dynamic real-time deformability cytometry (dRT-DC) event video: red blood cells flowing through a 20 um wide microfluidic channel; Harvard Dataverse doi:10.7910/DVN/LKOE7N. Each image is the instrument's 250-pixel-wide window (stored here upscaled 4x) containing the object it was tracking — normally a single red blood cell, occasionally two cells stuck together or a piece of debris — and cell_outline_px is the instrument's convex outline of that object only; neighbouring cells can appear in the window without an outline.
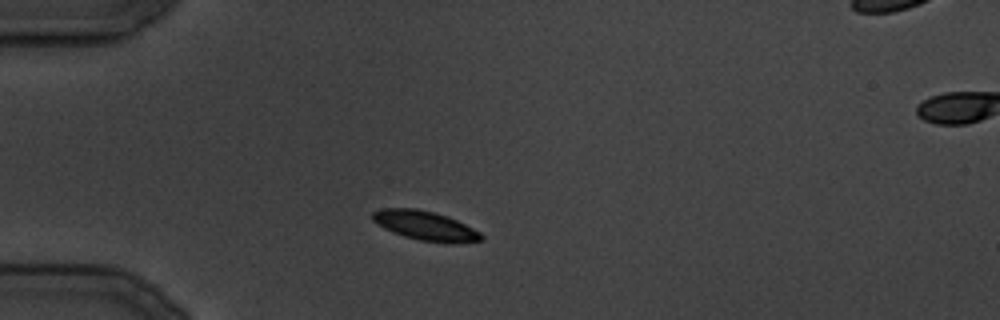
{"species": "common noctule bat (a hibernating species)", "species_latin": "Nyctalus noctula", "temperature_condition": "cold", "stored_images_in_passage": 30, "segment_of_instrument_passage": [1, 2], "camera_frame_rate_fps": 3000, "um_per_image_px": 0.085, "animal": {"sex": "male", "body_mass_g": 19.5, "forearm_length_mm": 54.6}, "frame": {"image": 1, "passage_image": 4, "time_ms": 3.667, "image_size_px": [1000, 320], "cell_outline_px": [[484, 240], [456, 244], [452, 244], [420, 240], [404, 236], [392, 232], [384, 228], [372, 220], [372, 212], [380, 208], [416, 208], [448, 216], [480, 232], [484, 236]], "centroid_in_image_um": [36.16, 19.19], "position_along_channel_um": 48.8, "area_um2": 18.67}}
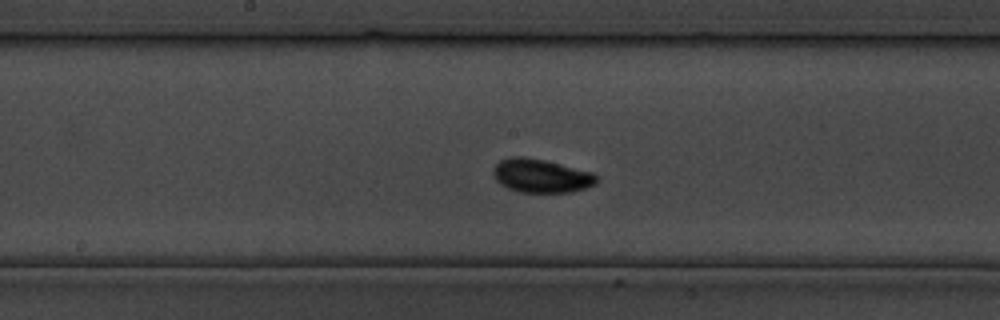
{"frame": {"image": 2, "passage_image": 13, "time_ms": 14.667, "image_size_px": [1000, 320], "cell_outline_px": [[600, 176], [596, 184], [588, 188], [572, 192], [520, 192], [508, 188], [500, 184], [496, 180], [492, 172], [492, 168], [500, 160], [512, 156], [520, 156], [544, 160], [592, 172]], "centroid_in_image_um": [46.01, 14.95], "position_along_channel_um": 202.2, "area_um2": 20.4}}
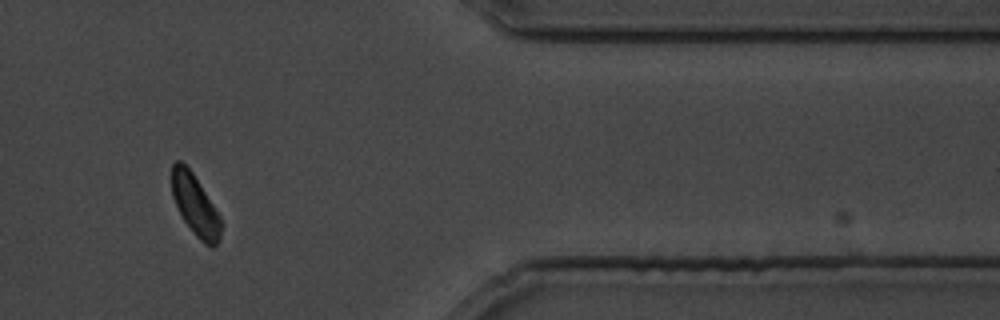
{"frame": {"image": 3, "passage_image": 24, "time_ms": 28.333, "image_size_px": [1000, 320], "cell_outline_px": [[224, 224], [220, 240], [212, 248], [204, 244], [196, 236], [184, 220], [172, 196], [172, 164], [176, 160], [180, 160], [192, 172], [200, 184], [220, 216]], "centroid_in_image_um": [16.63, 17.48], "position_along_channel_um": 394.8, "area_um2": 17.46}}